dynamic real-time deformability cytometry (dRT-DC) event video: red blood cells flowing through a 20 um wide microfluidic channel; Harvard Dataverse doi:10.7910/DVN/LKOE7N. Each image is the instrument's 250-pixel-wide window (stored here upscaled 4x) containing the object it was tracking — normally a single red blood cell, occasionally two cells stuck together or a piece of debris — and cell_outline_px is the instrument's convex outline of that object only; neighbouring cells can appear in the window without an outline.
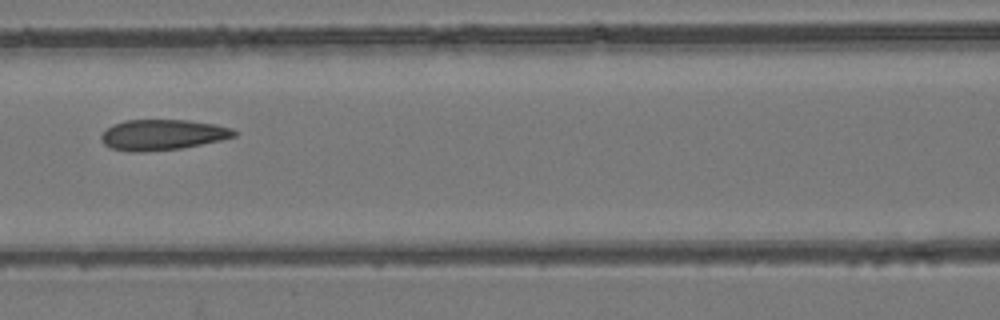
{"species": "common noctule bat (a hibernating species)", "species_latin": "Nyctalus noctula", "temperature_condition": "room temperature", "stored_images_in_passage": 7, "camera_frame_rate_fps": 3000, "um_per_image_px": 0.085, "animal": {"sex": "female", "body_mass_g": 24.6, "forearm_length_mm": 56.2}, "frame": {"image": 1, "passage_image": 7, "time_ms": 7.0, "image_size_px": [1000, 320], "cell_outline_px": [[236, 136], [220, 140], [180, 148], [140, 152], [128, 152], [112, 148], [104, 144], [100, 140], [100, 136], [112, 124], [124, 120], [188, 120], [216, 124], [232, 128], [236, 132]], "centroid_in_image_um": [13.79, 11.45], "position_along_channel_um": 152.8, "area_um2": 23.64}}